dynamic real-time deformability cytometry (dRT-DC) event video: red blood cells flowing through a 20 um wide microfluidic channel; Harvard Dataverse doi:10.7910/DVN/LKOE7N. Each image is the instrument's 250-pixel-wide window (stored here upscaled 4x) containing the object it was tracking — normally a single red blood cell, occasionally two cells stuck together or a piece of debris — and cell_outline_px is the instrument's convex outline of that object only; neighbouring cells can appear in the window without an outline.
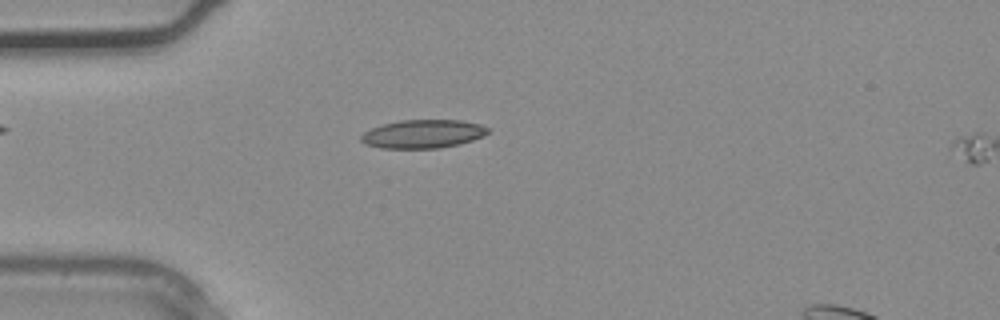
{"species": "common noctule bat (a hibernating species)", "species_latin": "Nyctalus noctula", "temperature_condition": "warm", "stored_images_in_passage": 2, "segment_of_instrument_passage": [1, 2], "camera_frame_rate_fps": 3000, "um_per_image_px": 0.085, "animal": {"sex": "male", "body_mass_g": 20.4}, "frame": {"image": 1, "passage_image": 1, "time_ms": 0.0, "image_size_px": [1000, 320], "cell_outline_px": [[488, 132], [484, 136], [460, 144], [440, 148], [380, 148], [364, 144], [360, 140], [360, 136], [364, 132], [372, 128], [384, 124], [400, 120], [460, 120], [480, 124], [488, 128]], "centroid_in_image_um": [35.94, 11.39], "position_along_channel_um": 49.1, "area_um2": 21.04}}